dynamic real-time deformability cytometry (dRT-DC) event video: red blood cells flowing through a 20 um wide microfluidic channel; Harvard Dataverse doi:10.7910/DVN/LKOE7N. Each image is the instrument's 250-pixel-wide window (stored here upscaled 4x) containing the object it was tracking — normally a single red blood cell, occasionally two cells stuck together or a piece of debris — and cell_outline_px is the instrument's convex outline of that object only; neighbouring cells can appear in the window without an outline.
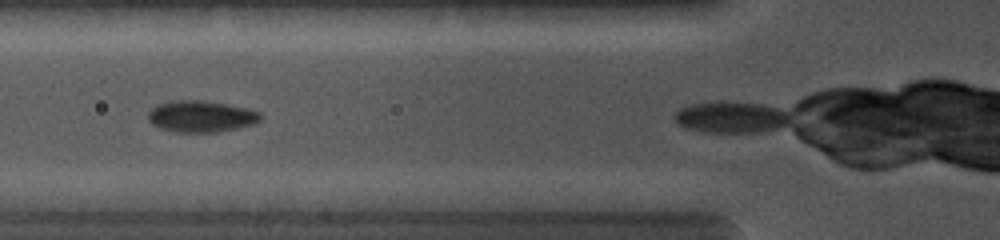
{"species": "common noctule bat (a hibernating species)", "species_latin": "Nyctalus noctula", "temperature_condition": "cold", "stored_images_in_passage": 3, "camera_frame_rate_fps": 5000, "um_per_image_px": 0.085, "animal": {"sex": "female", "body_mass_g": 19.0, "forearm_length_mm": 56.7}, "frame": {"image": 1, "passage_image": 2, "time_ms": 1.0, "image_size_px": [1000, 240], "cell_outline_px": [[264, 116], [260, 120], [252, 124], [236, 128], [216, 132], [172, 132], [160, 128], [152, 124], [148, 120], [148, 112], [156, 104], [176, 100], [204, 100], [248, 108], [260, 112]], "centroid_in_image_um": [17.08, 9.89], "position_along_channel_um": 108.7, "area_um2": 20.75}}